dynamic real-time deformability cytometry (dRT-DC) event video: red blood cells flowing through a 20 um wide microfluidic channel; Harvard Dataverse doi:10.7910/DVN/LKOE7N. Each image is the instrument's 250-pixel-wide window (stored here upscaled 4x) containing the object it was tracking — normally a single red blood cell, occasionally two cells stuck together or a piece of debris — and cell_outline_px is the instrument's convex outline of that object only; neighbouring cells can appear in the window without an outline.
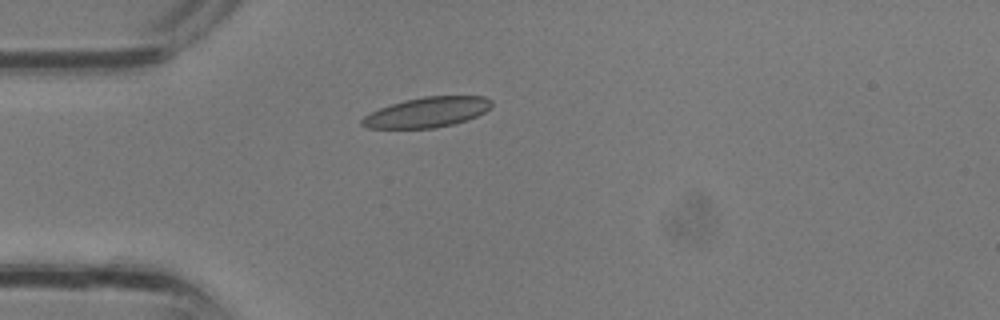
{"species": "common noctule bat (a hibernating species)", "species_latin": "Nyctalus noctula", "temperature_condition": "room temperature", "stored_images_in_passage": 23, "camera_frame_rate_fps": 3000, "um_per_image_px": 0.085, "animal": {"sex": "male", "body_mass_g": 13.3}, "frame": {"image": 1, "passage_image": 1, "time_ms": 0.0, "image_size_px": [1000, 320], "cell_outline_px": [[492, 104], [484, 112], [468, 120], [436, 128], [368, 128], [360, 124], [360, 120], [364, 116], [380, 108], [404, 100], [424, 96], [484, 96], [492, 100]], "centroid_in_image_um": [36.3, 9.54], "position_along_channel_um": 48.7, "area_um2": 22.66}}
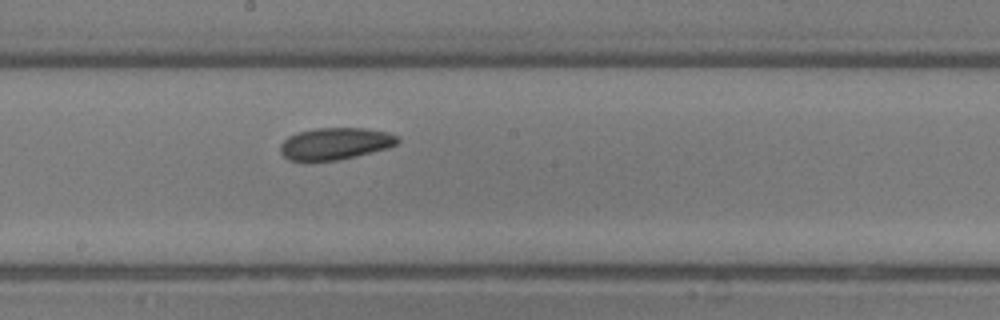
{"frame": {"image": 2, "passage_image": 10, "time_ms": 3.0, "image_size_px": [1000, 320], "cell_outline_px": [[400, 140], [396, 144], [388, 148], [356, 156], [336, 160], [288, 160], [280, 152], [280, 144], [288, 136], [296, 132], [316, 128], [368, 128], [388, 132], [396, 136]], "centroid_in_image_um": [28.49, 12.19], "position_along_channel_um": 219.7, "area_um2": 21.79}}
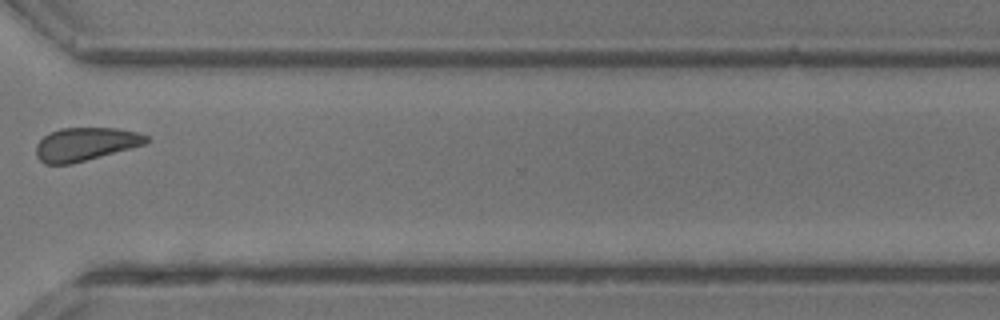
{"frame": {"image": 3, "passage_image": 17, "time_ms": 5.333, "image_size_px": [1000, 320], "cell_outline_px": [[148, 140], [144, 144], [84, 160], [68, 164], [44, 164], [36, 156], [36, 144], [44, 136], [60, 128], [116, 128], [140, 132], [148, 136]], "centroid_in_image_um": [7.24, 12.23], "position_along_channel_um": 363.4, "area_um2": 20.98}}